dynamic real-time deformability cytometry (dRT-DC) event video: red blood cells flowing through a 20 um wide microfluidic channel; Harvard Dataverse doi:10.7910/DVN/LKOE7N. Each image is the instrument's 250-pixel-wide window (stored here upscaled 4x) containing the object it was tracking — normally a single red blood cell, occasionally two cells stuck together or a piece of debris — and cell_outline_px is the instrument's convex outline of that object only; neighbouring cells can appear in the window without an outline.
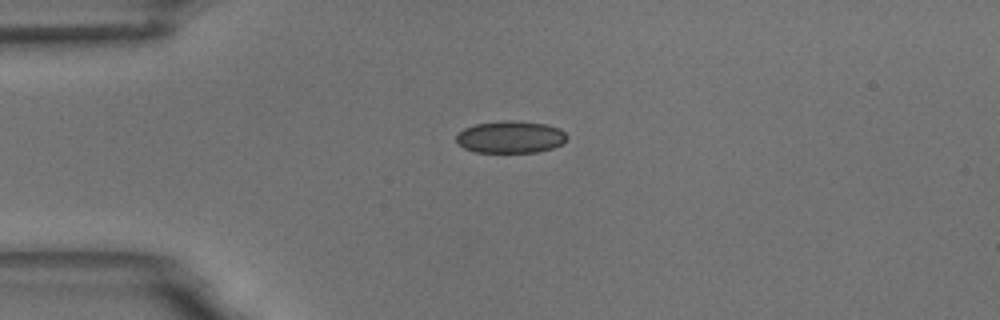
{"species": "common noctule bat (a hibernating species)", "species_latin": "Nyctalus noctula", "temperature_condition": "room temperature", "stored_images_in_passage": 41, "camera_frame_rate_fps": 3000, "um_per_image_px": 0.085, "animal": {"sex": "male", "body_mass_g": 18.8}, "frame": {"image": 1, "passage_image": 1, "time_ms": 0.0, "image_size_px": [1000, 320], "cell_outline_px": [[568, 136], [564, 144], [552, 148], [536, 152], [476, 152], [464, 148], [456, 144], [456, 136], [464, 128], [476, 124], [504, 120], [516, 120], [544, 124], [560, 128]], "centroid_in_image_um": [43.4, 11.64], "position_along_channel_um": 41.6, "area_um2": 20.87}}
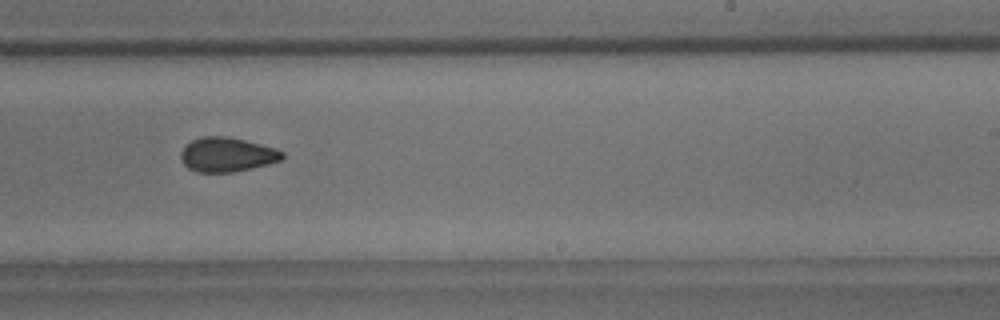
{"frame": {"image": 2, "passage_image": 21, "time_ms": 6.667, "image_size_px": [1000, 320], "cell_outline_px": [[284, 156], [280, 160], [268, 164], [252, 168], [232, 172], [196, 172], [188, 168], [184, 164], [180, 156], [180, 152], [192, 140], [204, 136], [228, 136], [276, 148], [284, 152]], "centroid_in_image_um": [19.3, 13.14], "position_along_channel_um": 269.7, "area_um2": 20.23}}
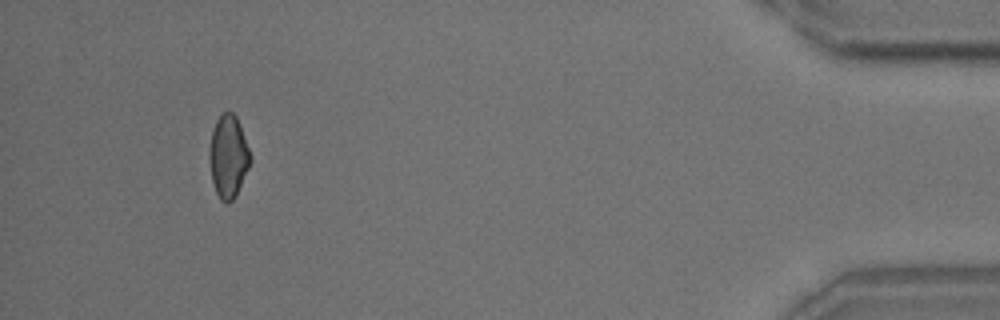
{"frame": {"image": 3, "passage_image": 38, "time_ms": 12.333, "image_size_px": [1000, 320], "cell_outline_px": [[252, 160], [232, 200], [228, 204], [224, 204], [220, 200], [216, 192], [212, 180], [208, 156], [208, 152], [212, 132], [216, 120], [224, 112], [232, 112], [236, 116], [252, 156]], "centroid_in_image_um": [19.39, 13.3], "position_along_channel_um": 415.8, "area_um2": 19.54}, "authors_computed_cell_mechanics": {"area_um2": 20.4034, "velocity_mm_per_s": 3.7646, "shape_relaxation_time_tau1_ms": 7.2515, "shape_relaxation_time_tau2_ms": 2.5764, "deformation_change_tau1": 0.0835, "deformation_change_tau2": 0.0666}}